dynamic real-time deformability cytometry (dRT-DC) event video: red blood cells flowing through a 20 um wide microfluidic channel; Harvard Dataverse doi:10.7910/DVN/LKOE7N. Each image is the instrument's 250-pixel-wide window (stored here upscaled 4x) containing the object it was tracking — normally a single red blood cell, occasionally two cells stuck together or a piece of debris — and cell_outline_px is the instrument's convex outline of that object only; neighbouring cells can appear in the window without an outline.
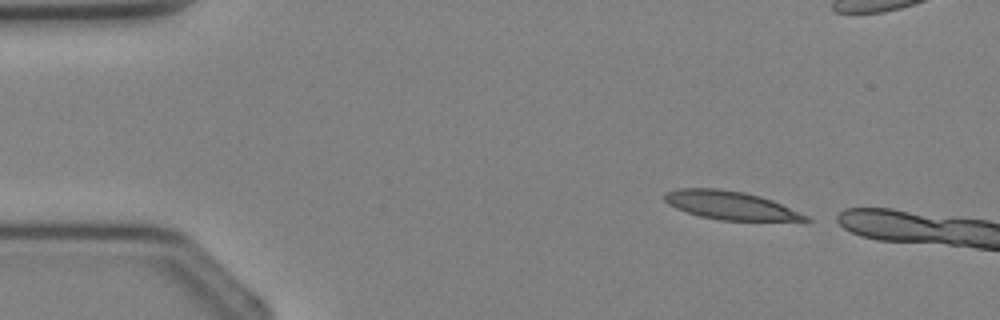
{"species": "Egyptian fruit bat (a non-hibernating species)", "species_latin": "Rousettus aegyptiacus", "temperature_condition": "cold", "stored_images_in_passage": 4, "segment_of_instrument_passage": [2, 2], "camera_frame_rate_fps": 3000, "um_per_image_px": 0.085, "animal": {"sex": "female"}, "frame": {"image": 1, "passage_image": 4, "time_ms": 4.333, "image_size_px": [1000, 320], "cell_outline_px": [[812, 220], [808, 224], [804, 224], [720, 220], [700, 216], [676, 208], [668, 204], [664, 200], [664, 192], [676, 188], [720, 188], [744, 192], [760, 196], [772, 200], [808, 216]], "centroid_in_image_um": [62.25, 17.51], "position_along_channel_um": 22.7, "area_um2": 24.45}}